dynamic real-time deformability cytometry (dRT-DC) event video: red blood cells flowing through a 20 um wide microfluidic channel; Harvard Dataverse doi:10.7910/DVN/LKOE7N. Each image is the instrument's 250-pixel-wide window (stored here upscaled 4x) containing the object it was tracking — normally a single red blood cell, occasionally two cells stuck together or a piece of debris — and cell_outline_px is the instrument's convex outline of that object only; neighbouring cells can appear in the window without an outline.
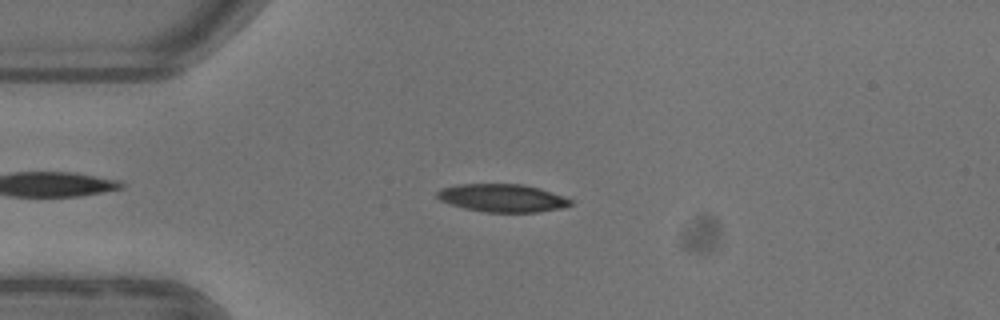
{"species": "common noctule bat (a hibernating species)", "species_latin": "Nyctalus noctula", "temperature_condition": "warm", "stored_images_in_passage": 39, "camera_frame_rate_fps": 3000, "um_per_image_px": 0.085, "animal": {"sex": "female"}, "frame": {"image": 1, "passage_image": 7, "time_ms": 2.0, "image_size_px": [1000, 320], "cell_outline_px": [[572, 204], [564, 208], [536, 212], [488, 212], [464, 208], [440, 200], [436, 196], [436, 192], [440, 188], [456, 184], [524, 184], [540, 188], [564, 196], [572, 200]], "centroid_in_image_um": [42.71, 16.82], "position_along_channel_um": 42.3, "area_um2": 21.79}}
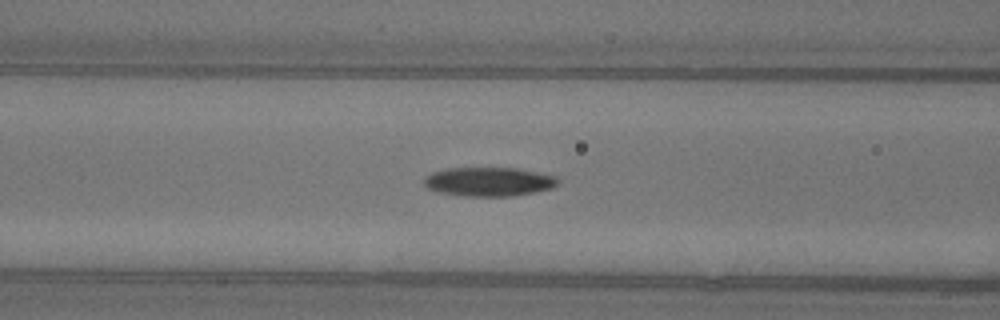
{"frame": {"image": 2, "passage_image": 15, "time_ms": 4.667, "image_size_px": [1000, 320], "cell_outline_px": [[560, 180], [552, 188], [512, 196], [464, 196], [440, 192], [428, 188], [424, 184], [424, 180], [432, 172], [448, 168], [516, 168], [556, 176]], "centroid_in_image_um": [41.56, 15.44], "position_along_channel_um": 125.0, "area_um2": 22.37}}
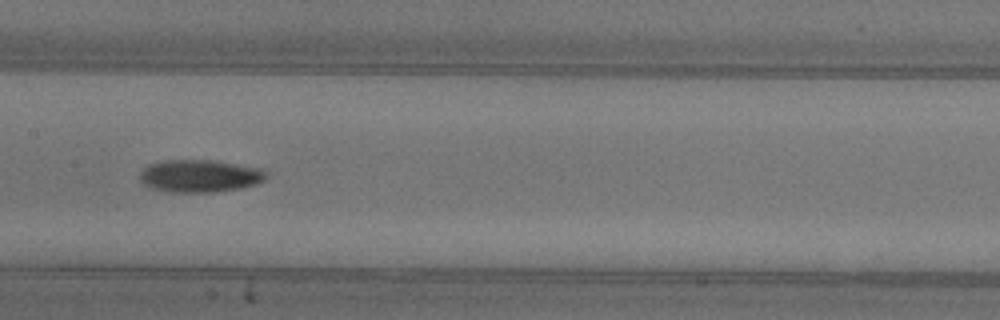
{"frame": {"image": 3, "passage_image": 20, "time_ms": 6.333, "image_size_px": [1000, 320], "cell_outline_px": [[268, 176], [264, 180], [256, 184], [240, 188], [212, 192], [168, 192], [152, 188], [144, 184], [140, 180], [140, 172], [148, 164], [164, 160], [212, 160], [260, 168], [268, 172]], "centroid_in_image_um": [16.98, 14.95], "position_along_channel_um": 190.4, "area_um2": 23.99}, "authors_computed_cell_mechanics": {"area_um2": 22.3108, "velocity_mm_per_s": 3.9048, "shape_relaxation_time_tau1_ms": 5.1292, "shape_relaxation_time_tau2_ms": null, "deformation_change_tau1": 0.1596, "deformation_change_tau2": null}}